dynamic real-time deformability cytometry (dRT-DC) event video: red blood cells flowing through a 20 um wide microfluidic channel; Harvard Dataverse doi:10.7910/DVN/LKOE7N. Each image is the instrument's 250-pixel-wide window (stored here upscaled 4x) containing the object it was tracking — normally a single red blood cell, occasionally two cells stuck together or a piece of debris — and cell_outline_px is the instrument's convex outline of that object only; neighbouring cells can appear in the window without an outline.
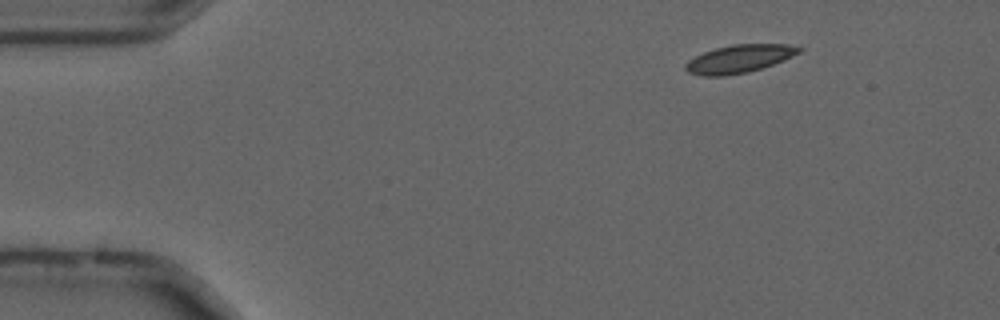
{"species": "common noctule bat (a hibernating species)", "species_latin": "Nyctalus noctula", "temperature_condition": "cold", "stored_images_in_passage": 55, "camera_frame_rate_fps": 3000, "um_per_image_px": 0.085, "animal": {"sex": "male", "forearm_length_mm": 52.5}, "frame": {"image": 1, "passage_image": 7, "time_ms": 2.0, "image_size_px": [1000, 320], "cell_outline_px": [[804, 48], [800, 52], [784, 60], [748, 72], [724, 76], [700, 76], [688, 72], [684, 68], [684, 64], [688, 60], [704, 52], [716, 48], [732, 44], [788, 44]], "centroid_in_image_um": [62.81, 5.0], "position_along_channel_um": 22.2, "area_um2": 18.5}}
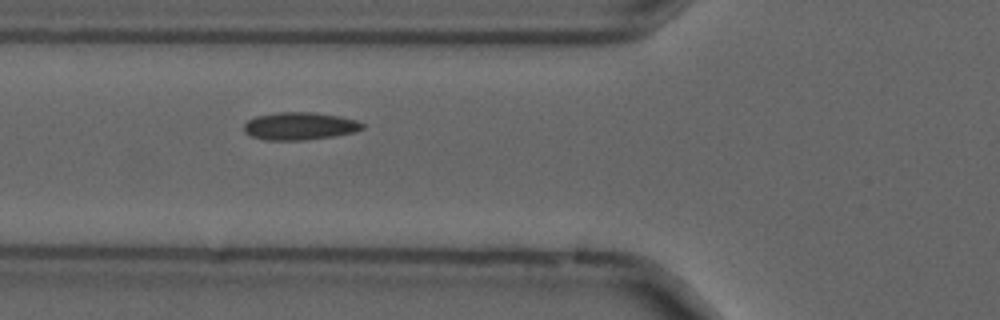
{"frame": {"image": 2, "passage_image": 20, "time_ms": 6.333, "image_size_px": [1000, 320], "cell_outline_px": [[364, 128], [356, 132], [332, 136], [304, 140], [264, 140], [252, 136], [244, 132], [244, 124], [248, 120], [256, 116], [276, 112], [312, 112], [340, 116], [356, 120], [364, 124]], "centroid_in_image_um": [25.47, 10.71], "position_along_channel_um": 100.3, "area_um2": 19.13}}
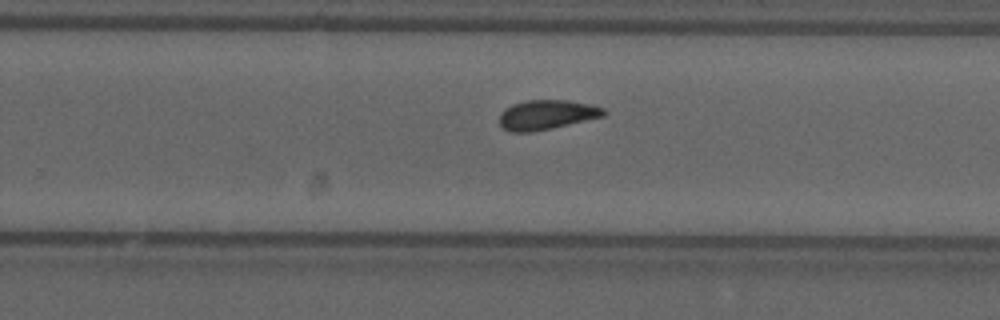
{"frame": {"image": 3, "passage_image": 35, "time_ms": 11.333, "image_size_px": [1000, 320], "cell_outline_px": [[608, 112], [604, 116], [552, 128], [532, 132], [512, 132], [504, 128], [500, 124], [500, 112], [504, 108], [512, 104], [528, 100], [568, 100], [592, 104], [604, 108]], "centroid_in_image_um": [46.48, 9.74], "position_along_channel_um": 283.3, "area_um2": 18.09}, "authors_computed_cell_mechanics": {"area_um2": 17.918, "velocity_mm_per_s": 3.6676, "shape_relaxation_time_tau1_ms": null, "shape_relaxation_time_tau2_ms": 2.4314, "deformation_change_tau1": null, "deformation_change_tau2": 0.0748}}